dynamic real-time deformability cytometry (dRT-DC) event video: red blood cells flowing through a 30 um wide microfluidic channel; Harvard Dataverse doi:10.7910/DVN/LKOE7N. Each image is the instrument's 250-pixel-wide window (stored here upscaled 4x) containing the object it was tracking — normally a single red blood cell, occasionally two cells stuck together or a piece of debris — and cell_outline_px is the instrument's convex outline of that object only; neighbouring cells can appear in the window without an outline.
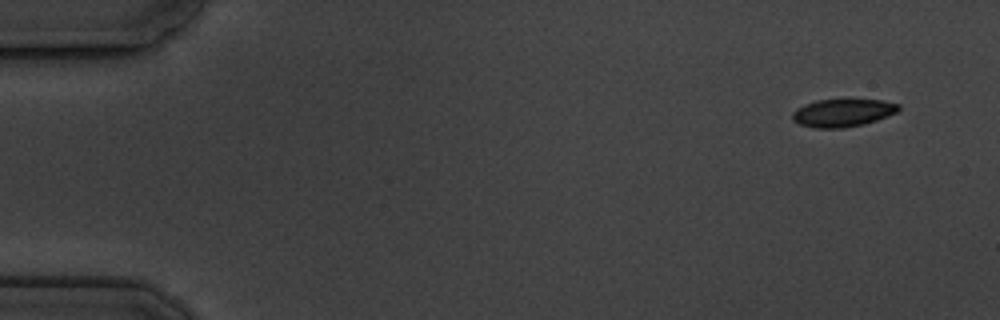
{"species": "common noctule bat (a hibernating species)", "species_latin": "Nyctalus noctula", "temperature_condition": "cold", "stored_images_in_passage": 5, "camera_frame_rate_fps": 3000, "um_per_image_px": 0.085, "animal": {"sex": "male", "body_mass_g": 19.5, "forearm_length_mm": 54.6}, "frame": {"image": 1, "passage_image": 1, "time_ms": 0.0, "image_size_px": [1000, 320], "cell_outline_px": [[900, 108], [896, 112], [888, 116], [864, 124], [844, 128], [812, 128], [800, 124], [792, 120], [792, 112], [796, 108], [804, 104], [816, 100], [880, 100], [900, 104]], "centroid_in_image_um": [71.6, 9.6], "position_along_channel_um": 13.4, "area_um2": 17.22}}
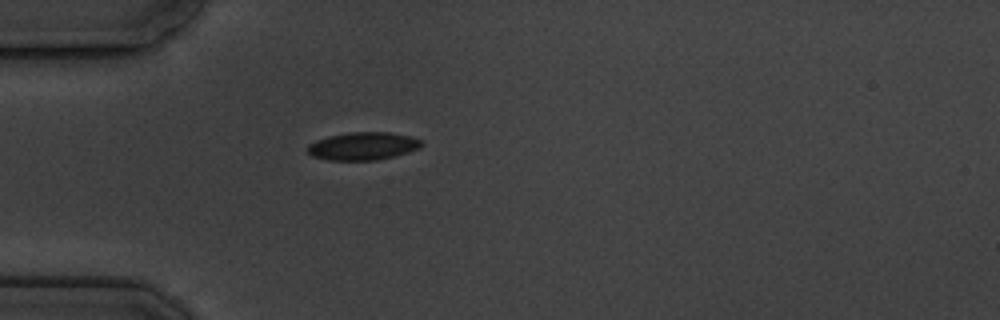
{"frame": {"image": 2, "passage_image": 5, "time_ms": 4.333, "image_size_px": [1000, 320], "cell_outline_px": [[424, 144], [420, 148], [408, 152], [376, 160], [328, 160], [312, 156], [308, 152], [308, 144], [316, 140], [328, 136], [348, 132], [388, 132], [412, 136], [420, 140]], "centroid_in_image_um": [30.85, 12.41], "position_along_channel_um": 54.1, "area_um2": 18.5}}